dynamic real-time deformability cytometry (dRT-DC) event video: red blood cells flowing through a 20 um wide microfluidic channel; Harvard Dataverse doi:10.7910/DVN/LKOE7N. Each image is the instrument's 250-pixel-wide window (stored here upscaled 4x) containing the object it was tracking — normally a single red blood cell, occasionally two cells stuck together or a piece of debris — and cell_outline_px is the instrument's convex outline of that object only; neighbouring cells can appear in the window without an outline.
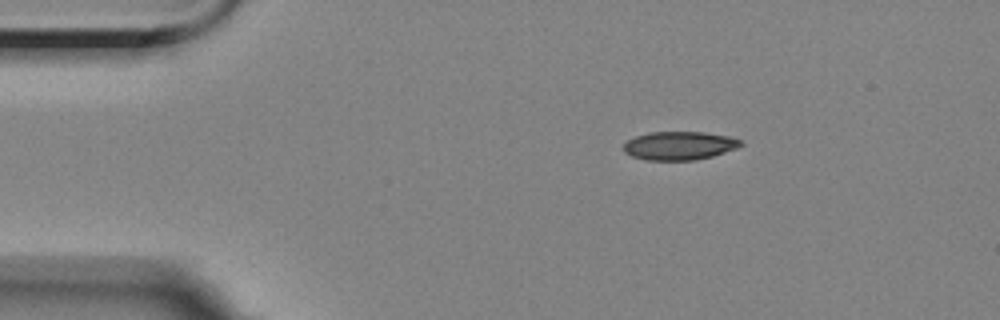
{"species": "Egyptian fruit bat (a non-hibernating species)", "species_latin": "Rousettus aegyptiacus", "temperature_condition": "room temperature", "stored_images_in_passage": 3, "camera_frame_rate_fps": 3000, "um_per_image_px": 0.085, "animal": {"sex": "female"}, "frame": {"image": 1, "passage_image": 2, "time_ms": 1.333, "image_size_px": [1000, 320], "cell_outline_px": [[744, 144], [736, 148], [712, 156], [696, 160], [644, 160], [632, 156], [624, 152], [624, 144], [628, 140], [636, 136], [648, 132], [704, 132], [728, 136], [740, 140]], "centroid_in_image_um": [57.73, 12.38], "position_along_channel_um": 27.3, "area_um2": 19.36}}